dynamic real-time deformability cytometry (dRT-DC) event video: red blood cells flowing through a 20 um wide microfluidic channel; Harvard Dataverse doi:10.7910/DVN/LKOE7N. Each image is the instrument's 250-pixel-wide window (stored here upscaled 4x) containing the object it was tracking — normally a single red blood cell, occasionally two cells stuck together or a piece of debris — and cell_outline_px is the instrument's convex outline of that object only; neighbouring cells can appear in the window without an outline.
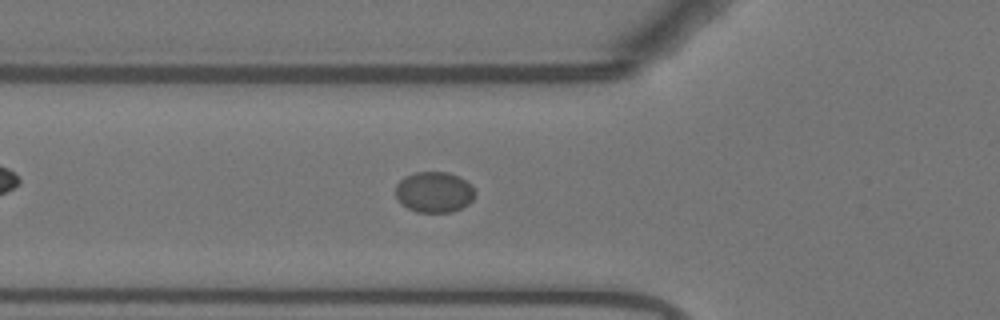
{"species": "Egyptian fruit bat (a non-hibernating species)", "species_latin": "Rousettus aegyptiacus", "temperature_condition": "warm", "stored_images_in_passage": 54, "camera_frame_rate_fps": 3000, "um_per_image_px": 0.085, "animal": {"sex": "female"}, "frame": {"image": 1, "passage_image": 19, "time_ms": 6.0, "image_size_px": [1000, 320], "cell_outline_px": [[476, 192], [472, 200], [468, 204], [452, 212], [416, 212], [400, 204], [396, 200], [396, 184], [404, 176], [416, 172], [444, 172], [456, 176], [464, 180]], "centroid_in_image_um": [36.85, 16.34], "position_along_channel_um": 88.9, "area_um2": 18.79}}
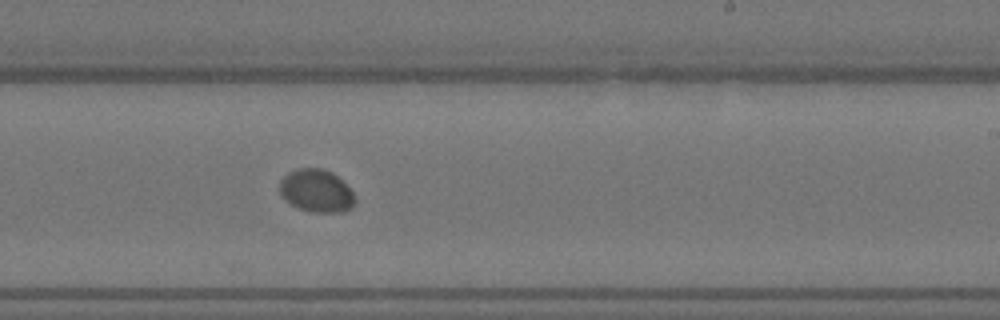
{"frame": {"image": 2, "passage_image": 33, "time_ms": 10.667, "image_size_px": [1000, 320], "cell_outline_px": [[356, 204], [352, 208], [340, 212], [312, 212], [296, 208], [288, 204], [280, 196], [280, 180], [288, 172], [296, 168], [324, 168], [332, 172], [352, 192], [356, 200]], "centroid_in_image_um": [26.85, 16.23], "position_along_channel_um": 262.1, "area_um2": 19.02}}
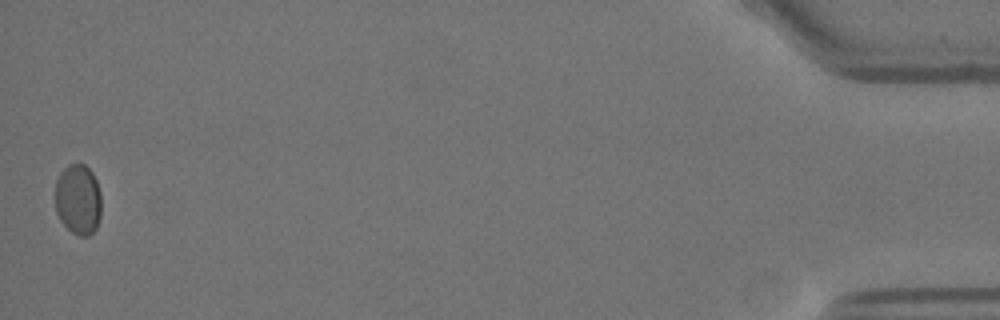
{"frame": {"image": 3, "passage_image": 54, "time_ms": 17.667, "image_size_px": [1000, 320], "cell_outline_px": [[100, 216], [96, 228], [88, 236], [80, 236], [72, 232], [60, 220], [56, 212], [56, 180], [60, 172], [68, 164], [84, 164], [92, 172], [96, 180], [100, 192]], "centroid_in_image_um": [6.64, 16.94], "position_along_channel_um": 428.6, "area_um2": 18.9}, "authors_computed_cell_mechanics": {"area_um2": 19.1318, "velocity_mm_per_s": 3.7052, "shape_relaxation_time_tau1_ms": 2.3954, "shape_relaxation_time_tau2_ms": null, "deformation_change_tau1": 0.0189, "deformation_change_tau2": null}}